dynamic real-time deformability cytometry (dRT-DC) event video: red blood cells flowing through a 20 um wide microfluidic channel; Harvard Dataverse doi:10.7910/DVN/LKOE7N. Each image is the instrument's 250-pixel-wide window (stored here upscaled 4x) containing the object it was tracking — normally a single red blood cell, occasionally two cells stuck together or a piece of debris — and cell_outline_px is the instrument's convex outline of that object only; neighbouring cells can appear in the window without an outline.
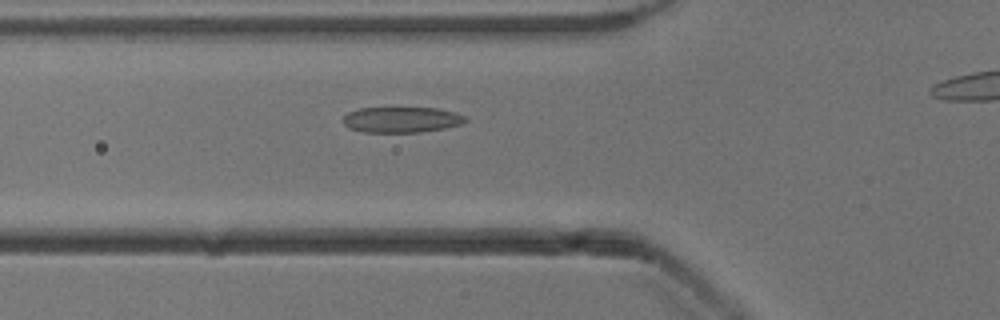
{"species": "common noctule bat (a hibernating species)", "species_latin": "Nyctalus noctula", "temperature_condition": "cold", "stored_images_in_passage": 42, "camera_frame_rate_fps": 3000, "um_per_image_px": 0.085, "animal": {"sex": "male", "body_mass_g": 13.3}, "frame": {"image": 1, "passage_image": 15, "time_ms": 4.667, "image_size_px": [1000, 320], "cell_outline_px": [[468, 120], [464, 124], [444, 128], [420, 132], [364, 132], [348, 128], [340, 120], [348, 112], [360, 108], [436, 108], [456, 112], [464, 116]], "centroid_in_image_um": [34.12, 10.17], "position_along_channel_um": 91.7, "area_um2": 18.44}}
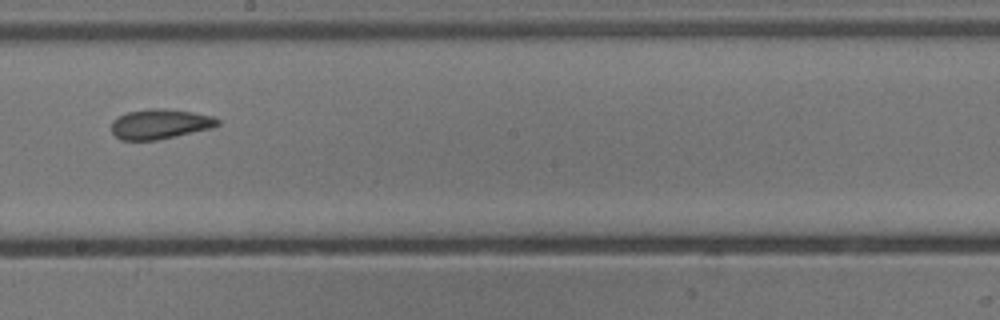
{"frame": {"image": 2, "passage_image": 26, "time_ms": 8.333, "image_size_px": [1000, 320], "cell_outline_px": [[220, 124], [212, 128], [156, 140], [120, 140], [112, 132], [112, 120], [128, 112], [152, 108], [164, 108], [192, 112], [216, 116], [220, 120]], "centroid_in_image_um": [13.63, 10.54], "position_along_channel_um": 234.6, "area_um2": 18.5}}
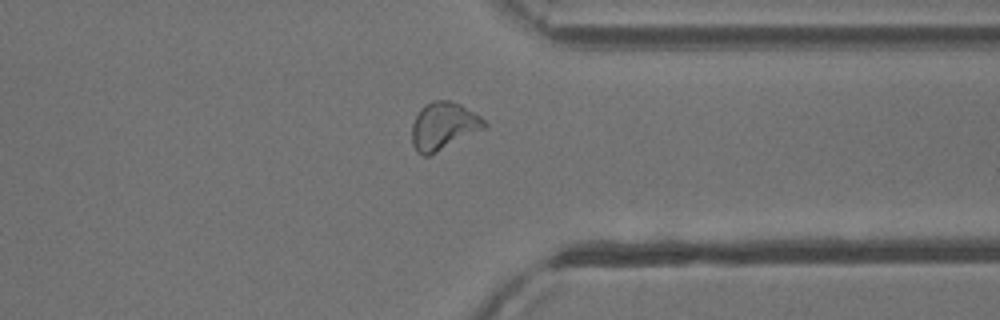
{"frame": {"image": 3, "passage_image": 37, "time_ms": 12.0, "image_size_px": [1000, 320], "cell_outline_px": [[488, 124], [484, 128], [428, 156], [424, 156], [416, 152], [412, 144], [412, 124], [420, 108], [424, 104], [432, 100], [452, 100], [460, 104], [480, 116]], "centroid_in_image_um": [37.66, 10.69], "position_along_channel_um": 373.7, "area_um2": 19.94}}